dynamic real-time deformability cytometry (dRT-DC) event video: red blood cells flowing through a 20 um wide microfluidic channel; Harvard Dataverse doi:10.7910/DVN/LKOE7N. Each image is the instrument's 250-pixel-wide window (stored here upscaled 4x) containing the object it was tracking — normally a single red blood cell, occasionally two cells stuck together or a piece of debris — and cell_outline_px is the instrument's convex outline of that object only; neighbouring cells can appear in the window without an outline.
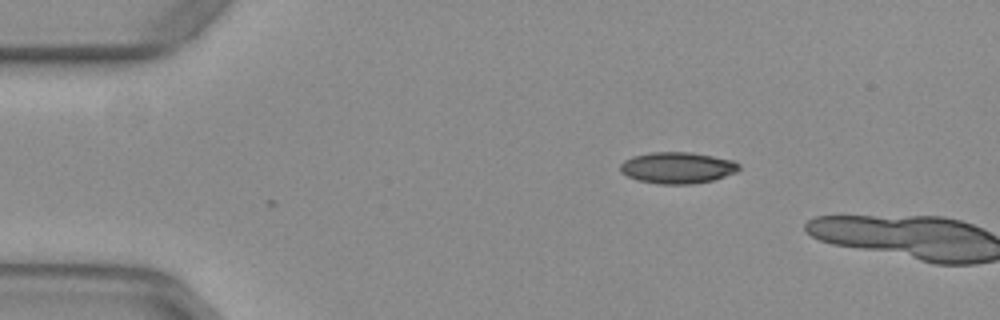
{"species": "common noctule bat (a hibernating species)", "species_latin": "Nyctalus noctula", "temperature_condition": "warm", "stored_images_in_passage": 4, "camera_frame_rate_fps": 3000, "um_per_image_px": 0.085, "animal": {"sex": "female", "body_mass_g": 29.2, "forearm_length_mm": 56.3}, "frame": {"image": 1, "passage_image": 4, "time_ms": 1.0, "image_size_px": [1000, 320], "cell_outline_px": [[740, 168], [736, 172], [712, 180], [692, 184], [660, 184], [636, 180], [620, 172], [620, 164], [624, 160], [632, 156], [652, 152], [688, 152], [712, 156], [732, 160], [740, 164]], "centroid_in_image_um": [57.55, 14.26], "position_along_channel_um": 27.5, "area_um2": 21.68}}